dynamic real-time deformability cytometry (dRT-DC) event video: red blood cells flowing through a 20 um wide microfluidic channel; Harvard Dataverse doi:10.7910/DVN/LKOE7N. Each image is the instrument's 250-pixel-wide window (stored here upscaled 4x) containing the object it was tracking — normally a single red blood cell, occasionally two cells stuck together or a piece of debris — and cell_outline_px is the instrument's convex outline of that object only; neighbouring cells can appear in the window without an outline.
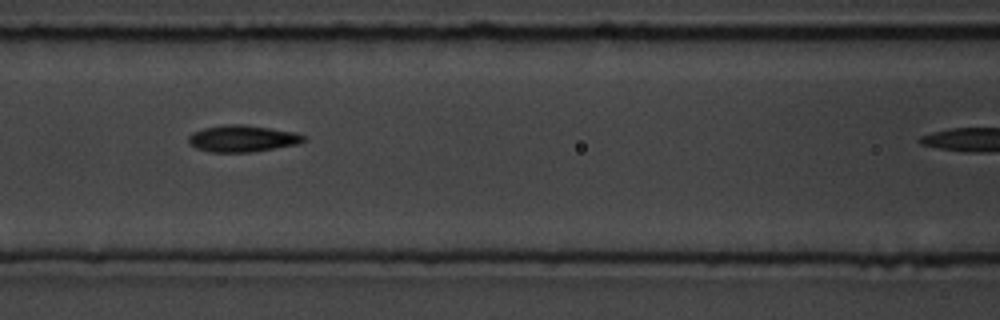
{"species": "common noctule bat (a hibernating species)", "species_latin": "Nyctalus noctula", "temperature_condition": "room temperature", "stored_images_in_passage": 7, "camera_frame_rate_fps": 3000, "um_per_image_px": 0.085, "animal": {"sex": "male", "body_mass_g": 19.5, "forearm_length_mm": 54.6}, "frame": {"image": 1, "passage_image": 5, "time_ms": 4.667, "image_size_px": [1000, 320], "cell_outline_px": [[304, 140], [296, 144], [252, 152], [212, 152], [196, 148], [188, 144], [188, 136], [192, 132], [204, 128], [228, 124], [244, 124], [296, 132], [304, 136]], "centroid_in_image_um": [20.56, 11.77], "position_along_channel_um": 146.0, "area_um2": 17.8}}
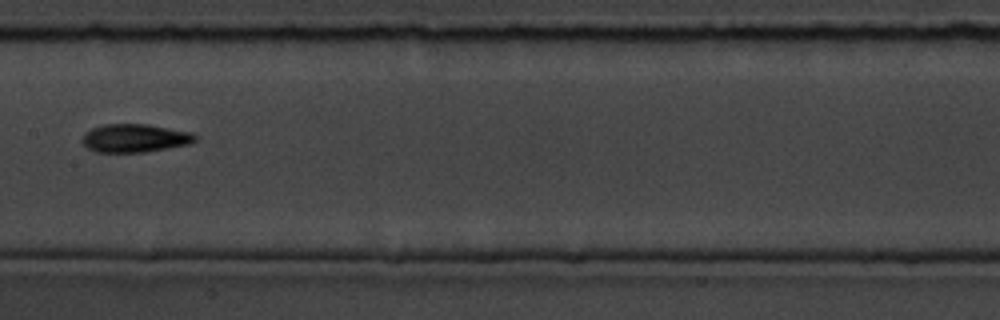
{"frame": {"image": 2, "passage_image": 7, "time_ms": 7.667, "image_size_px": [1000, 320], "cell_outline_px": [[196, 140], [188, 144], [168, 148], [144, 152], [96, 152], [88, 148], [80, 140], [84, 132], [92, 128], [104, 124], [148, 124], [192, 132], [196, 136]], "centroid_in_image_um": [11.43, 11.73], "position_along_channel_um": 196.0, "area_um2": 18.67}}